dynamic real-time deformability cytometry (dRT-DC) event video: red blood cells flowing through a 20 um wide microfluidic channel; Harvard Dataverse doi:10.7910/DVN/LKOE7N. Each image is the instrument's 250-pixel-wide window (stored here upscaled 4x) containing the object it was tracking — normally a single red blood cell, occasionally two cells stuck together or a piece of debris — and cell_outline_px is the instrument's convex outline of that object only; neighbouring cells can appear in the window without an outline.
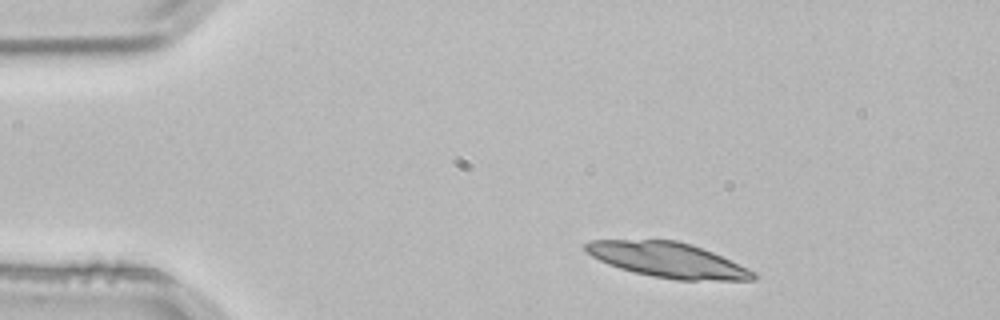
{"species": "common noctule bat (a hibernating species)", "species_latin": "Nyctalus noctula", "temperature_condition": "room temperature", "stored_images_in_passage": 2, "camera_frame_rate_fps": 3000, "um_per_image_px": 0.085, "animal": {"sex": "male", "body_mass_g": 21.5, "forearm_length_mm": 52.0}, "frame": {"image": 1, "passage_image": 1, "time_ms": 0.0, "image_size_px": [1000, 320], "cell_outline_px": [[756, 280], [676, 280], [652, 276], [632, 272], [608, 264], [592, 256], [584, 248], [584, 244], [592, 240], [676, 240], [692, 244], [712, 252], [748, 268], [756, 272]], "centroid_in_image_um": [56.78, 22.1], "position_along_channel_um": 28.2, "area_um2": 34.04}}